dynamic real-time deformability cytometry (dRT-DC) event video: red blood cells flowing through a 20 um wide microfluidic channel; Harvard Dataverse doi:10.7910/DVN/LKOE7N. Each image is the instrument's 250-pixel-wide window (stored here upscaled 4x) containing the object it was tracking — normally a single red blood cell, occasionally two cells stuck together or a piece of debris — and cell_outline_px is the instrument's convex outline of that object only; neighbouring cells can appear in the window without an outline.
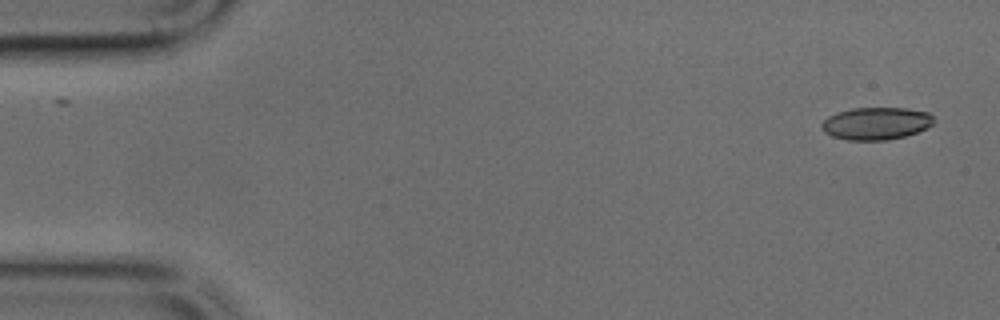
{"species": "common noctule bat (a hibernating species)", "species_latin": "Nyctalus noctula", "temperature_condition": "cold", "stored_images_in_passage": 47, "camera_frame_rate_fps": 3000, "um_per_image_px": 0.085, "animal": {"sex": "male", "body_mass_g": 17.9, "forearm_length_mm": 54.2}, "frame": {"image": 1, "passage_image": 1, "time_ms": 0.0, "image_size_px": [1000, 320], "cell_outline_px": [[936, 120], [928, 128], [904, 136], [888, 140], [848, 140], [832, 136], [824, 132], [820, 128], [820, 124], [828, 116], [852, 108], [908, 108], [928, 112]], "centroid_in_image_um": [74.48, 10.49], "position_along_channel_um": 10.5, "area_um2": 21.27}}
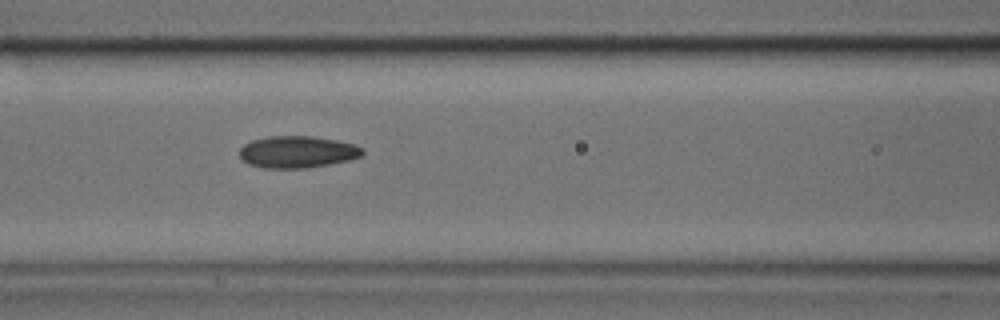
{"frame": {"image": 2, "passage_image": 19, "time_ms": 6.0, "image_size_px": [1000, 320], "cell_outline_px": [[364, 152], [360, 156], [348, 160], [308, 168], [264, 168], [248, 164], [240, 160], [240, 148], [244, 144], [252, 140], [268, 136], [312, 136], [336, 140], [352, 144], [364, 148]], "centroid_in_image_um": [25.24, 12.91], "position_along_channel_um": 141.4, "area_um2": 22.89}}
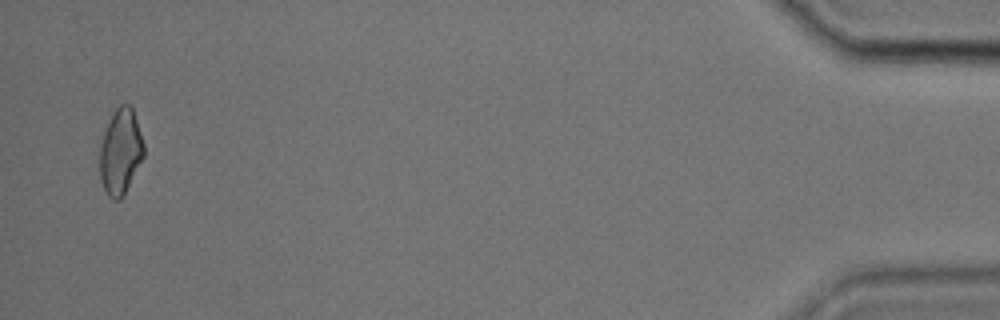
{"frame": {"image": 3, "passage_image": 46, "time_ms": 15.0, "image_size_px": [1000, 320], "cell_outline_px": [[144, 156], [120, 200], [112, 200], [104, 192], [100, 176], [100, 148], [104, 132], [112, 112], [120, 104], [128, 104], [132, 108], [144, 144]], "centroid_in_image_um": [10.23, 12.9], "position_along_channel_um": 425.0, "area_um2": 21.73}}